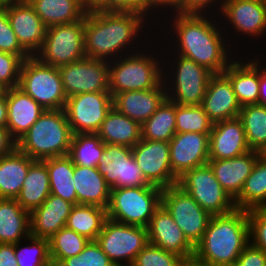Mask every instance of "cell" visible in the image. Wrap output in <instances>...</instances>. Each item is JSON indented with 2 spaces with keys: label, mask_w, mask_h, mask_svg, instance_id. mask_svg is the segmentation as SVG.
<instances>
[{
  "label": "cell",
  "mask_w": 266,
  "mask_h": 266,
  "mask_svg": "<svg viewBox=\"0 0 266 266\" xmlns=\"http://www.w3.org/2000/svg\"><path fill=\"white\" fill-rule=\"evenodd\" d=\"M239 118L250 150L261 153L266 147V107L260 104L242 106Z\"/></svg>",
  "instance_id": "38"
},
{
  "label": "cell",
  "mask_w": 266,
  "mask_h": 266,
  "mask_svg": "<svg viewBox=\"0 0 266 266\" xmlns=\"http://www.w3.org/2000/svg\"><path fill=\"white\" fill-rule=\"evenodd\" d=\"M167 98L162 81L156 88L117 93L113 96V107L121 114L141 125L159 108Z\"/></svg>",
  "instance_id": "25"
},
{
  "label": "cell",
  "mask_w": 266,
  "mask_h": 266,
  "mask_svg": "<svg viewBox=\"0 0 266 266\" xmlns=\"http://www.w3.org/2000/svg\"><path fill=\"white\" fill-rule=\"evenodd\" d=\"M104 150L105 143L97 134H73L68 156L74 165L97 168Z\"/></svg>",
  "instance_id": "39"
},
{
  "label": "cell",
  "mask_w": 266,
  "mask_h": 266,
  "mask_svg": "<svg viewBox=\"0 0 266 266\" xmlns=\"http://www.w3.org/2000/svg\"><path fill=\"white\" fill-rule=\"evenodd\" d=\"M64 261L67 266H115L96 241H89L79 255Z\"/></svg>",
  "instance_id": "45"
},
{
  "label": "cell",
  "mask_w": 266,
  "mask_h": 266,
  "mask_svg": "<svg viewBox=\"0 0 266 266\" xmlns=\"http://www.w3.org/2000/svg\"><path fill=\"white\" fill-rule=\"evenodd\" d=\"M148 242L182 259L194 257L195 246L186 238L169 212L161 205L147 226Z\"/></svg>",
  "instance_id": "20"
},
{
  "label": "cell",
  "mask_w": 266,
  "mask_h": 266,
  "mask_svg": "<svg viewBox=\"0 0 266 266\" xmlns=\"http://www.w3.org/2000/svg\"><path fill=\"white\" fill-rule=\"evenodd\" d=\"M10 0H0V12L7 8Z\"/></svg>",
  "instance_id": "60"
},
{
  "label": "cell",
  "mask_w": 266,
  "mask_h": 266,
  "mask_svg": "<svg viewBox=\"0 0 266 266\" xmlns=\"http://www.w3.org/2000/svg\"><path fill=\"white\" fill-rule=\"evenodd\" d=\"M182 260L174 253L148 243L137 254L131 266H179Z\"/></svg>",
  "instance_id": "43"
},
{
  "label": "cell",
  "mask_w": 266,
  "mask_h": 266,
  "mask_svg": "<svg viewBox=\"0 0 266 266\" xmlns=\"http://www.w3.org/2000/svg\"><path fill=\"white\" fill-rule=\"evenodd\" d=\"M184 0H147L148 20L156 27L167 15L174 13L183 14Z\"/></svg>",
  "instance_id": "48"
},
{
  "label": "cell",
  "mask_w": 266,
  "mask_h": 266,
  "mask_svg": "<svg viewBox=\"0 0 266 266\" xmlns=\"http://www.w3.org/2000/svg\"><path fill=\"white\" fill-rule=\"evenodd\" d=\"M46 27L81 20L87 10L78 0H27Z\"/></svg>",
  "instance_id": "33"
},
{
  "label": "cell",
  "mask_w": 266,
  "mask_h": 266,
  "mask_svg": "<svg viewBox=\"0 0 266 266\" xmlns=\"http://www.w3.org/2000/svg\"><path fill=\"white\" fill-rule=\"evenodd\" d=\"M156 37L174 54L223 73L239 53L229 44L218 15L174 13L156 26Z\"/></svg>",
  "instance_id": "1"
},
{
  "label": "cell",
  "mask_w": 266,
  "mask_h": 266,
  "mask_svg": "<svg viewBox=\"0 0 266 266\" xmlns=\"http://www.w3.org/2000/svg\"><path fill=\"white\" fill-rule=\"evenodd\" d=\"M46 266H67V264L65 263L64 260H59V259L50 257Z\"/></svg>",
  "instance_id": "59"
},
{
  "label": "cell",
  "mask_w": 266,
  "mask_h": 266,
  "mask_svg": "<svg viewBox=\"0 0 266 266\" xmlns=\"http://www.w3.org/2000/svg\"><path fill=\"white\" fill-rule=\"evenodd\" d=\"M162 53L167 98L178 105H201L214 73L191 59L172 53L163 43Z\"/></svg>",
  "instance_id": "6"
},
{
  "label": "cell",
  "mask_w": 266,
  "mask_h": 266,
  "mask_svg": "<svg viewBox=\"0 0 266 266\" xmlns=\"http://www.w3.org/2000/svg\"><path fill=\"white\" fill-rule=\"evenodd\" d=\"M265 40V41H264ZM265 48V49H264ZM255 51V52H254ZM266 37L258 44L255 49L250 52V55L263 67L266 68ZM261 53V54H260Z\"/></svg>",
  "instance_id": "54"
},
{
  "label": "cell",
  "mask_w": 266,
  "mask_h": 266,
  "mask_svg": "<svg viewBox=\"0 0 266 266\" xmlns=\"http://www.w3.org/2000/svg\"><path fill=\"white\" fill-rule=\"evenodd\" d=\"M78 1L87 11L97 10L102 4V0H78Z\"/></svg>",
  "instance_id": "57"
},
{
  "label": "cell",
  "mask_w": 266,
  "mask_h": 266,
  "mask_svg": "<svg viewBox=\"0 0 266 266\" xmlns=\"http://www.w3.org/2000/svg\"><path fill=\"white\" fill-rule=\"evenodd\" d=\"M218 16L239 54H250L266 37V0H223Z\"/></svg>",
  "instance_id": "5"
},
{
  "label": "cell",
  "mask_w": 266,
  "mask_h": 266,
  "mask_svg": "<svg viewBox=\"0 0 266 266\" xmlns=\"http://www.w3.org/2000/svg\"><path fill=\"white\" fill-rule=\"evenodd\" d=\"M75 190L78 204L95 205L107 209L111 188L96 167L74 165Z\"/></svg>",
  "instance_id": "28"
},
{
  "label": "cell",
  "mask_w": 266,
  "mask_h": 266,
  "mask_svg": "<svg viewBox=\"0 0 266 266\" xmlns=\"http://www.w3.org/2000/svg\"><path fill=\"white\" fill-rule=\"evenodd\" d=\"M47 166L50 180V192L63 200L77 205L74 164L68 155L43 160Z\"/></svg>",
  "instance_id": "34"
},
{
  "label": "cell",
  "mask_w": 266,
  "mask_h": 266,
  "mask_svg": "<svg viewBox=\"0 0 266 266\" xmlns=\"http://www.w3.org/2000/svg\"><path fill=\"white\" fill-rule=\"evenodd\" d=\"M141 128V139L169 142L176 134L175 103L166 98Z\"/></svg>",
  "instance_id": "36"
},
{
  "label": "cell",
  "mask_w": 266,
  "mask_h": 266,
  "mask_svg": "<svg viewBox=\"0 0 266 266\" xmlns=\"http://www.w3.org/2000/svg\"><path fill=\"white\" fill-rule=\"evenodd\" d=\"M0 51L19 55L23 60L31 55L20 45L9 23L7 10L0 12Z\"/></svg>",
  "instance_id": "46"
},
{
  "label": "cell",
  "mask_w": 266,
  "mask_h": 266,
  "mask_svg": "<svg viewBox=\"0 0 266 266\" xmlns=\"http://www.w3.org/2000/svg\"><path fill=\"white\" fill-rule=\"evenodd\" d=\"M96 242L115 266H131L137 254L149 243L147 227L107 218Z\"/></svg>",
  "instance_id": "12"
},
{
  "label": "cell",
  "mask_w": 266,
  "mask_h": 266,
  "mask_svg": "<svg viewBox=\"0 0 266 266\" xmlns=\"http://www.w3.org/2000/svg\"><path fill=\"white\" fill-rule=\"evenodd\" d=\"M19 88L30 95L45 110L64 109L65 94L58 67L30 56L21 66Z\"/></svg>",
  "instance_id": "9"
},
{
  "label": "cell",
  "mask_w": 266,
  "mask_h": 266,
  "mask_svg": "<svg viewBox=\"0 0 266 266\" xmlns=\"http://www.w3.org/2000/svg\"><path fill=\"white\" fill-rule=\"evenodd\" d=\"M112 107L110 92H87L68 97L64 111L73 134H96Z\"/></svg>",
  "instance_id": "14"
},
{
  "label": "cell",
  "mask_w": 266,
  "mask_h": 266,
  "mask_svg": "<svg viewBox=\"0 0 266 266\" xmlns=\"http://www.w3.org/2000/svg\"><path fill=\"white\" fill-rule=\"evenodd\" d=\"M262 209H263L264 211H266V204L262 207Z\"/></svg>",
  "instance_id": "62"
},
{
  "label": "cell",
  "mask_w": 266,
  "mask_h": 266,
  "mask_svg": "<svg viewBox=\"0 0 266 266\" xmlns=\"http://www.w3.org/2000/svg\"><path fill=\"white\" fill-rule=\"evenodd\" d=\"M162 81V42L156 36L141 51L109 62V90L112 97L126 91L153 89Z\"/></svg>",
  "instance_id": "4"
},
{
  "label": "cell",
  "mask_w": 266,
  "mask_h": 266,
  "mask_svg": "<svg viewBox=\"0 0 266 266\" xmlns=\"http://www.w3.org/2000/svg\"><path fill=\"white\" fill-rule=\"evenodd\" d=\"M201 106L213 123L239 117L241 105L224 73L213 74L209 79Z\"/></svg>",
  "instance_id": "22"
},
{
  "label": "cell",
  "mask_w": 266,
  "mask_h": 266,
  "mask_svg": "<svg viewBox=\"0 0 266 266\" xmlns=\"http://www.w3.org/2000/svg\"><path fill=\"white\" fill-rule=\"evenodd\" d=\"M141 130L140 123L112 107L96 134L105 144L124 145L132 148L141 140Z\"/></svg>",
  "instance_id": "29"
},
{
  "label": "cell",
  "mask_w": 266,
  "mask_h": 266,
  "mask_svg": "<svg viewBox=\"0 0 266 266\" xmlns=\"http://www.w3.org/2000/svg\"><path fill=\"white\" fill-rule=\"evenodd\" d=\"M73 133L64 109L45 110L17 141V149L33 160L68 155Z\"/></svg>",
  "instance_id": "7"
},
{
  "label": "cell",
  "mask_w": 266,
  "mask_h": 266,
  "mask_svg": "<svg viewBox=\"0 0 266 266\" xmlns=\"http://www.w3.org/2000/svg\"><path fill=\"white\" fill-rule=\"evenodd\" d=\"M177 185L211 216L225 215L236 209L234 200L222 188L209 164L186 171Z\"/></svg>",
  "instance_id": "11"
},
{
  "label": "cell",
  "mask_w": 266,
  "mask_h": 266,
  "mask_svg": "<svg viewBox=\"0 0 266 266\" xmlns=\"http://www.w3.org/2000/svg\"><path fill=\"white\" fill-rule=\"evenodd\" d=\"M34 161L17 148L11 154L0 158V198L18 197L28 169Z\"/></svg>",
  "instance_id": "30"
},
{
  "label": "cell",
  "mask_w": 266,
  "mask_h": 266,
  "mask_svg": "<svg viewBox=\"0 0 266 266\" xmlns=\"http://www.w3.org/2000/svg\"><path fill=\"white\" fill-rule=\"evenodd\" d=\"M106 219L107 211L105 208L77 204L71 209L66 227L85 236L90 241H96Z\"/></svg>",
  "instance_id": "35"
},
{
  "label": "cell",
  "mask_w": 266,
  "mask_h": 266,
  "mask_svg": "<svg viewBox=\"0 0 266 266\" xmlns=\"http://www.w3.org/2000/svg\"><path fill=\"white\" fill-rule=\"evenodd\" d=\"M161 205L196 246L202 240L212 216L177 184L162 190Z\"/></svg>",
  "instance_id": "13"
},
{
  "label": "cell",
  "mask_w": 266,
  "mask_h": 266,
  "mask_svg": "<svg viewBox=\"0 0 266 266\" xmlns=\"http://www.w3.org/2000/svg\"><path fill=\"white\" fill-rule=\"evenodd\" d=\"M182 266H209V265L197 260L195 257H192L188 259H183Z\"/></svg>",
  "instance_id": "58"
},
{
  "label": "cell",
  "mask_w": 266,
  "mask_h": 266,
  "mask_svg": "<svg viewBox=\"0 0 266 266\" xmlns=\"http://www.w3.org/2000/svg\"><path fill=\"white\" fill-rule=\"evenodd\" d=\"M73 206L61 197L50 194L40 207L29 213L30 235L51 238L60 229L66 227Z\"/></svg>",
  "instance_id": "27"
},
{
  "label": "cell",
  "mask_w": 266,
  "mask_h": 266,
  "mask_svg": "<svg viewBox=\"0 0 266 266\" xmlns=\"http://www.w3.org/2000/svg\"><path fill=\"white\" fill-rule=\"evenodd\" d=\"M132 155L149 185L164 189L178 183L170 164L169 142L141 139L132 147Z\"/></svg>",
  "instance_id": "17"
},
{
  "label": "cell",
  "mask_w": 266,
  "mask_h": 266,
  "mask_svg": "<svg viewBox=\"0 0 266 266\" xmlns=\"http://www.w3.org/2000/svg\"><path fill=\"white\" fill-rule=\"evenodd\" d=\"M250 242L248 211L212 216L194 257L209 266H232Z\"/></svg>",
  "instance_id": "3"
},
{
  "label": "cell",
  "mask_w": 266,
  "mask_h": 266,
  "mask_svg": "<svg viewBox=\"0 0 266 266\" xmlns=\"http://www.w3.org/2000/svg\"><path fill=\"white\" fill-rule=\"evenodd\" d=\"M97 169L111 189L149 185L128 146L105 144Z\"/></svg>",
  "instance_id": "15"
},
{
  "label": "cell",
  "mask_w": 266,
  "mask_h": 266,
  "mask_svg": "<svg viewBox=\"0 0 266 266\" xmlns=\"http://www.w3.org/2000/svg\"><path fill=\"white\" fill-rule=\"evenodd\" d=\"M17 148V142L12 138L6 127H0V158L11 154Z\"/></svg>",
  "instance_id": "52"
},
{
  "label": "cell",
  "mask_w": 266,
  "mask_h": 266,
  "mask_svg": "<svg viewBox=\"0 0 266 266\" xmlns=\"http://www.w3.org/2000/svg\"><path fill=\"white\" fill-rule=\"evenodd\" d=\"M162 190L154 185L111 189L107 218L127 225L147 227L161 206Z\"/></svg>",
  "instance_id": "8"
},
{
  "label": "cell",
  "mask_w": 266,
  "mask_h": 266,
  "mask_svg": "<svg viewBox=\"0 0 266 266\" xmlns=\"http://www.w3.org/2000/svg\"><path fill=\"white\" fill-rule=\"evenodd\" d=\"M15 257L18 266H46L50 258L49 239L29 235L15 244Z\"/></svg>",
  "instance_id": "41"
},
{
  "label": "cell",
  "mask_w": 266,
  "mask_h": 266,
  "mask_svg": "<svg viewBox=\"0 0 266 266\" xmlns=\"http://www.w3.org/2000/svg\"><path fill=\"white\" fill-rule=\"evenodd\" d=\"M242 106L258 104L260 64L250 54H239L223 72Z\"/></svg>",
  "instance_id": "23"
},
{
  "label": "cell",
  "mask_w": 266,
  "mask_h": 266,
  "mask_svg": "<svg viewBox=\"0 0 266 266\" xmlns=\"http://www.w3.org/2000/svg\"><path fill=\"white\" fill-rule=\"evenodd\" d=\"M260 155L266 159V147L262 150V152L260 153Z\"/></svg>",
  "instance_id": "61"
},
{
  "label": "cell",
  "mask_w": 266,
  "mask_h": 266,
  "mask_svg": "<svg viewBox=\"0 0 266 266\" xmlns=\"http://www.w3.org/2000/svg\"><path fill=\"white\" fill-rule=\"evenodd\" d=\"M7 124V101L6 94H0V127H6Z\"/></svg>",
  "instance_id": "56"
},
{
  "label": "cell",
  "mask_w": 266,
  "mask_h": 266,
  "mask_svg": "<svg viewBox=\"0 0 266 266\" xmlns=\"http://www.w3.org/2000/svg\"><path fill=\"white\" fill-rule=\"evenodd\" d=\"M234 203L236 209L246 211L262 208L266 204V159L262 156L257 159Z\"/></svg>",
  "instance_id": "37"
},
{
  "label": "cell",
  "mask_w": 266,
  "mask_h": 266,
  "mask_svg": "<svg viewBox=\"0 0 266 266\" xmlns=\"http://www.w3.org/2000/svg\"><path fill=\"white\" fill-rule=\"evenodd\" d=\"M59 72L67 98L87 92H110L108 61L85 57L59 67Z\"/></svg>",
  "instance_id": "16"
},
{
  "label": "cell",
  "mask_w": 266,
  "mask_h": 266,
  "mask_svg": "<svg viewBox=\"0 0 266 266\" xmlns=\"http://www.w3.org/2000/svg\"><path fill=\"white\" fill-rule=\"evenodd\" d=\"M249 151L239 117L213 123L209 135V160L231 159Z\"/></svg>",
  "instance_id": "21"
},
{
  "label": "cell",
  "mask_w": 266,
  "mask_h": 266,
  "mask_svg": "<svg viewBox=\"0 0 266 266\" xmlns=\"http://www.w3.org/2000/svg\"><path fill=\"white\" fill-rule=\"evenodd\" d=\"M29 235V212L16 199L0 198V243L16 244Z\"/></svg>",
  "instance_id": "31"
},
{
  "label": "cell",
  "mask_w": 266,
  "mask_h": 266,
  "mask_svg": "<svg viewBox=\"0 0 266 266\" xmlns=\"http://www.w3.org/2000/svg\"><path fill=\"white\" fill-rule=\"evenodd\" d=\"M258 104L266 107V68L261 65Z\"/></svg>",
  "instance_id": "55"
},
{
  "label": "cell",
  "mask_w": 266,
  "mask_h": 266,
  "mask_svg": "<svg viewBox=\"0 0 266 266\" xmlns=\"http://www.w3.org/2000/svg\"><path fill=\"white\" fill-rule=\"evenodd\" d=\"M23 59L19 55L0 51V88L18 87Z\"/></svg>",
  "instance_id": "44"
},
{
  "label": "cell",
  "mask_w": 266,
  "mask_h": 266,
  "mask_svg": "<svg viewBox=\"0 0 266 266\" xmlns=\"http://www.w3.org/2000/svg\"><path fill=\"white\" fill-rule=\"evenodd\" d=\"M209 135L197 132L176 133L169 141L170 164L177 178L186 171L208 164Z\"/></svg>",
  "instance_id": "19"
},
{
  "label": "cell",
  "mask_w": 266,
  "mask_h": 266,
  "mask_svg": "<svg viewBox=\"0 0 266 266\" xmlns=\"http://www.w3.org/2000/svg\"><path fill=\"white\" fill-rule=\"evenodd\" d=\"M3 92L7 101L6 128L17 142L45 109L19 87L9 88Z\"/></svg>",
  "instance_id": "24"
},
{
  "label": "cell",
  "mask_w": 266,
  "mask_h": 266,
  "mask_svg": "<svg viewBox=\"0 0 266 266\" xmlns=\"http://www.w3.org/2000/svg\"><path fill=\"white\" fill-rule=\"evenodd\" d=\"M232 266H266V252L249 242Z\"/></svg>",
  "instance_id": "51"
},
{
  "label": "cell",
  "mask_w": 266,
  "mask_h": 266,
  "mask_svg": "<svg viewBox=\"0 0 266 266\" xmlns=\"http://www.w3.org/2000/svg\"><path fill=\"white\" fill-rule=\"evenodd\" d=\"M84 31V17L74 23L47 27L42 48L35 57L58 68L85 58Z\"/></svg>",
  "instance_id": "10"
},
{
  "label": "cell",
  "mask_w": 266,
  "mask_h": 266,
  "mask_svg": "<svg viewBox=\"0 0 266 266\" xmlns=\"http://www.w3.org/2000/svg\"><path fill=\"white\" fill-rule=\"evenodd\" d=\"M6 10L20 45L35 56L42 48L47 27L27 0H10Z\"/></svg>",
  "instance_id": "18"
},
{
  "label": "cell",
  "mask_w": 266,
  "mask_h": 266,
  "mask_svg": "<svg viewBox=\"0 0 266 266\" xmlns=\"http://www.w3.org/2000/svg\"><path fill=\"white\" fill-rule=\"evenodd\" d=\"M89 241L85 236L63 227L49 238L50 257L64 260L77 256Z\"/></svg>",
  "instance_id": "42"
},
{
  "label": "cell",
  "mask_w": 266,
  "mask_h": 266,
  "mask_svg": "<svg viewBox=\"0 0 266 266\" xmlns=\"http://www.w3.org/2000/svg\"><path fill=\"white\" fill-rule=\"evenodd\" d=\"M250 242L266 252V211L248 210Z\"/></svg>",
  "instance_id": "47"
},
{
  "label": "cell",
  "mask_w": 266,
  "mask_h": 266,
  "mask_svg": "<svg viewBox=\"0 0 266 266\" xmlns=\"http://www.w3.org/2000/svg\"><path fill=\"white\" fill-rule=\"evenodd\" d=\"M176 133L197 132L210 134L213 122L201 105L175 103Z\"/></svg>",
  "instance_id": "40"
},
{
  "label": "cell",
  "mask_w": 266,
  "mask_h": 266,
  "mask_svg": "<svg viewBox=\"0 0 266 266\" xmlns=\"http://www.w3.org/2000/svg\"><path fill=\"white\" fill-rule=\"evenodd\" d=\"M0 266H18L15 244L0 243Z\"/></svg>",
  "instance_id": "53"
},
{
  "label": "cell",
  "mask_w": 266,
  "mask_h": 266,
  "mask_svg": "<svg viewBox=\"0 0 266 266\" xmlns=\"http://www.w3.org/2000/svg\"><path fill=\"white\" fill-rule=\"evenodd\" d=\"M223 0H184L183 14H212L218 15Z\"/></svg>",
  "instance_id": "50"
},
{
  "label": "cell",
  "mask_w": 266,
  "mask_h": 266,
  "mask_svg": "<svg viewBox=\"0 0 266 266\" xmlns=\"http://www.w3.org/2000/svg\"><path fill=\"white\" fill-rule=\"evenodd\" d=\"M50 194L47 166L44 161L35 160L28 169V174L16 200L24 210L30 213L40 207Z\"/></svg>",
  "instance_id": "32"
},
{
  "label": "cell",
  "mask_w": 266,
  "mask_h": 266,
  "mask_svg": "<svg viewBox=\"0 0 266 266\" xmlns=\"http://www.w3.org/2000/svg\"><path fill=\"white\" fill-rule=\"evenodd\" d=\"M106 12H132L142 14L148 19L147 0H102L97 9Z\"/></svg>",
  "instance_id": "49"
},
{
  "label": "cell",
  "mask_w": 266,
  "mask_h": 266,
  "mask_svg": "<svg viewBox=\"0 0 266 266\" xmlns=\"http://www.w3.org/2000/svg\"><path fill=\"white\" fill-rule=\"evenodd\" d=\"M260 156V152L249 151L231 159L209 160L208 164L222 188L235 200Z\"/></svg>",
  "instance_id": "26"
},
{
  "label": "cell",
  "mask_w": 266,
  "mask_h": 266,
  "mask_svg": "<svg viewBox=\"0 0 266 266\" xmlns=\"http://www.w3.org/2000/svg\"><path fill=\"white\" fill-rule=\"evenodd\" d=\"M84 28L86 58L108 62L141 51L156 36V27L132 12L87 11Z\"/></svg>",
  "instance_id": "2"
}]
</instances>
